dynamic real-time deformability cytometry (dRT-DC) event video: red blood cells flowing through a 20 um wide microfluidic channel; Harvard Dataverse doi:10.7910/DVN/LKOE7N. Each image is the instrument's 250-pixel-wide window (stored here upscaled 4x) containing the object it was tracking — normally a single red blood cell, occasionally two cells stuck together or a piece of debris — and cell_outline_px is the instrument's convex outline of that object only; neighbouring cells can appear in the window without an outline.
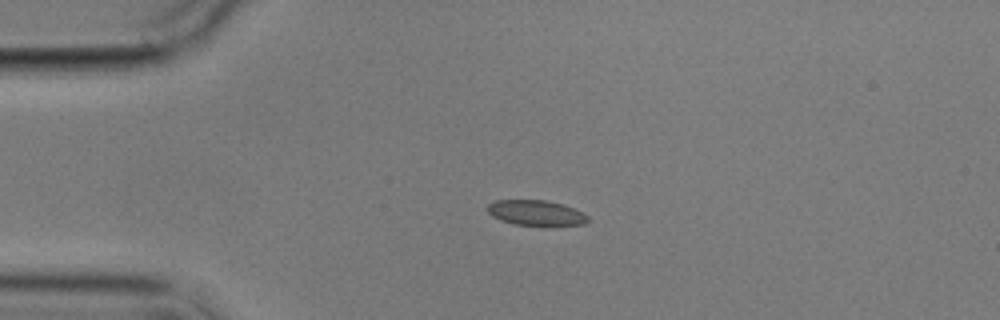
{"species": "common noctule bat (a hibernating species)", "species_latin": "Nyctalus noctula", "temperature_condition": "cold", "stored_images_in_passage": 5, "camera_frame_rate_fps": 3000, "um_per_image_px": 0.085, "animal": {"sex": "male", "body_mass_g": 17.9}, "frame": {"image": 1, "passage_image": 3, "time_ms": 3.0, "image_size_px": [1000, 320], "cell_outline_px": [[588, 220], [584, 224], [540, 228], [512, 224], [500, 220], [492, 216], [488, 212], [488, 204], [496, 200], [544, 200], [560, 204], [572, 208], [588, 216]], "centroid_in_image_um": [45.54, 18.15], "position_along_channel_um": 39.5, "area_um2": 15.26}}